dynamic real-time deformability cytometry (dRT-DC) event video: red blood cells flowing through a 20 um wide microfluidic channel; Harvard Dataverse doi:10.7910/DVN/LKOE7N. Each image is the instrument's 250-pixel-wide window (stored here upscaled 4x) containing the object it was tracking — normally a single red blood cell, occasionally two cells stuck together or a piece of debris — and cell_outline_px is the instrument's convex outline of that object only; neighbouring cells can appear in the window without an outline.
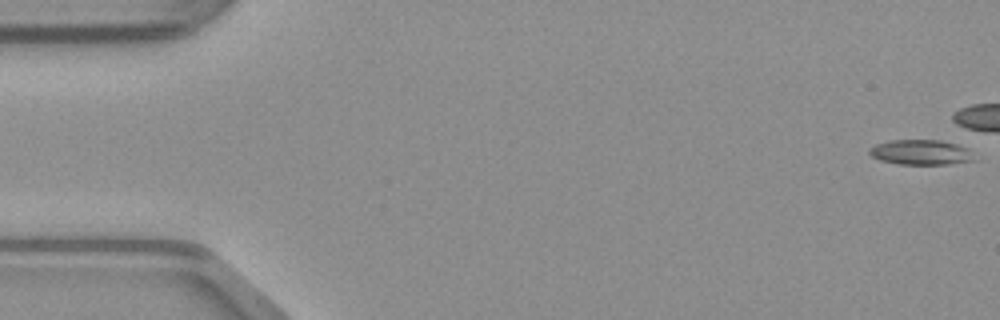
{"species": "common noctule bat (a hibernating species)", "species_latin": "Nyctalus noctula", "temperature_condition": "warm", "stored_images_in_passage": 38, "camera_frame_rate_fps": 3000, "um_per_image_px": 0.085, "animal": {"sex": "male", "body_mass_g": 23.1, "forearm_length_mm": 52.7}, "frame": {"image": 1, "passage_image": 1, "time_ms": 0.0, "image_size_px": [1000, 320], "cell_outline_px": [[976, 160], [948, 164], [900, 164], [880, 160], [872, 156], [868, 152], [868, 148], [876, 144], [888, 140], [940, 140], [956, 144], [968, 148]], "centroid_in_image_um": [78.26, 12.94], "position_along_channel_um": 6.7, "area_um2": 15.32}}